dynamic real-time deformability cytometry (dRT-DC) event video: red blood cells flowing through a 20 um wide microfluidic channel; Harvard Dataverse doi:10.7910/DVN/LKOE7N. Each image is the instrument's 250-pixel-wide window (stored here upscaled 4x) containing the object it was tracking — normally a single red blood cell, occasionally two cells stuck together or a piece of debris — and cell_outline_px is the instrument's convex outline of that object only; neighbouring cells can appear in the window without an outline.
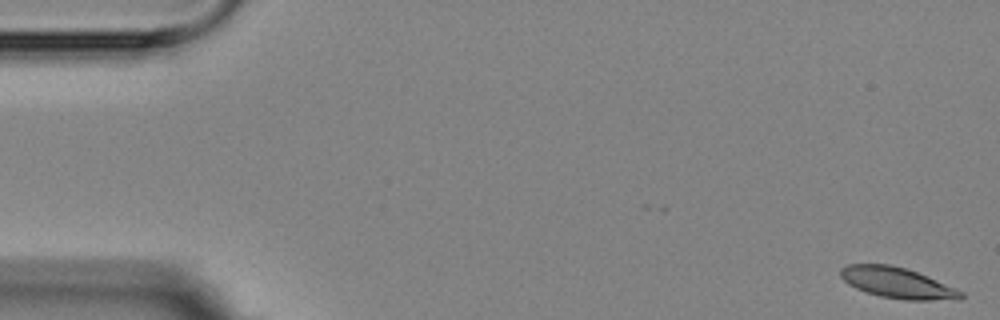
{"species": "Egyptian fruit bat (a non-hibernating species)", "species_latin": "Rousettus aegyptiacus", "temperature_condition": "room temperature", "stored_images_in_passage": 18, "camera_frame_rate_fps": 3000, "um_per_image_px": 0.085, "animal": {"sex": "female"}, "frame": {"image": 1, "passage_image": 1, "time_ms": 0.0, "image_size_px": [1000, 320], "cell_outline_px": [[964, 296], [960, 300], [904, 300], [880, 296], [856, 288], [848, 284], [840, 276], [840, 268], [848, 264], [892, 264], [916, 272], [956, 288], [964, 292]], "centroid_in_image_um": [76.28, 24.05], "position_along_channel_um": 8.7, "area_um2": 21.56}}
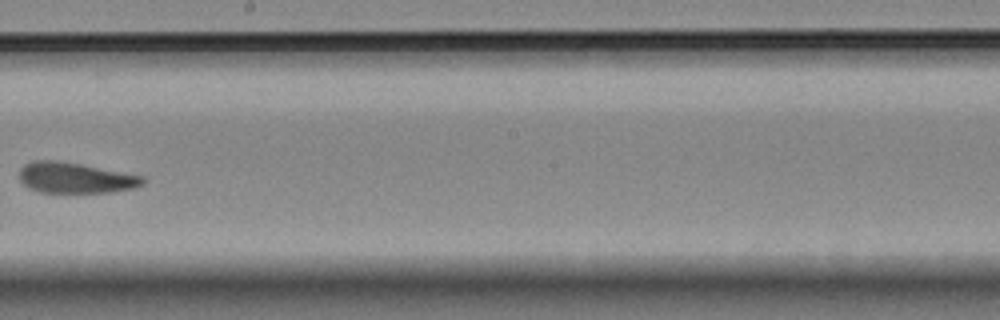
{"frame": {"image": 2, "passage_image": 10, "time_ms": 10.333, "image_size_px": [1000, 320], "cell_outline_px": [[144, 184], [136, 188], [112, 192], [40, 192], [28, 188], [20, 180], [20, 168], [24, 164], [32, 160], [56, 160], [80, 164], [144, 176]], "centroid_in_image_um": [6.4, 15.11], "position_along_channel_um": 241.8, "area_um2": 22.08}}
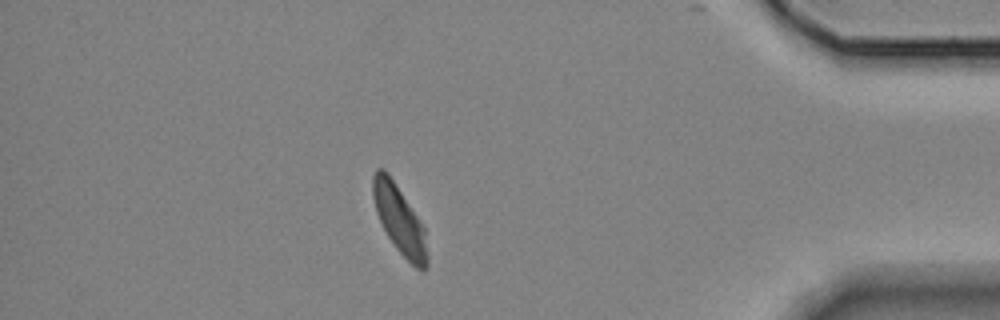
{"frame": {"image": 3, "passage_image": 15, "time_ms": 16.0, "image_size_px": [1000, 320], "cell_outline_px": [[428, 264], [424, 272], [416, 268], [396, 248], [388, 236], [376, 212], [372, 196], [372, 176], [376, 168], [384, 168], [388, 172], [424, 228], [428, 256]], "centroid_in_image_um": [33.94, 18.67], "position_along_channel_um": 401.3, "area_um2": 21.33}, "authors_computed_cell_mechanics": {"area_um2": 22.3397, "velocity_mm_per_s": 3.5317, "shape_relaxation_time_tau1_ms": 5.9564, "shape_relaxation_time_tau2_ms": 1.8296, "deformation_change_tau1": 0.1412, "deformation_change_tau2": 0.0929}}